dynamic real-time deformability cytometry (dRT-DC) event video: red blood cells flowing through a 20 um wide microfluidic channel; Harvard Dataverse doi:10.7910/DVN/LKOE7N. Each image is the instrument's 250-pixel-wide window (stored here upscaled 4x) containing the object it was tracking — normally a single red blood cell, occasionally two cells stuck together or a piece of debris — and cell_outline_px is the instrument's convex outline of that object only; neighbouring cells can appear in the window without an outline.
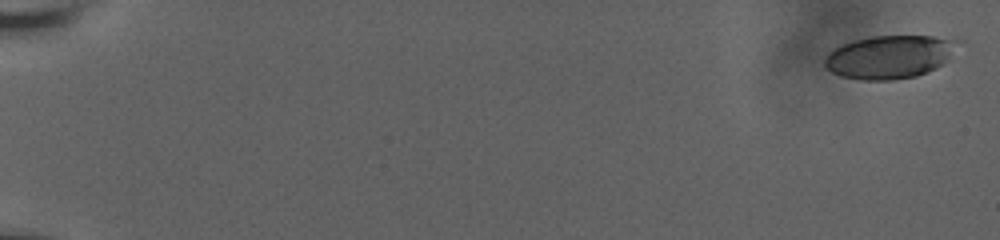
{"species": "human", "species_latin": "Homo sapiens", "temperature_condition": "room temperature", "stored_images_in_passage": 31, "camera_frame_rate_fps": 3000, "um_per_image_px": 0.085, "donor": {"sex": "male"}, "frame": {"image": 1, "passage_image": 1, "time_ms": 0.0, "image_size_px": [1000, 240], "cell_outline_px": [[964, 40], [948, 60], [944, 64], [928, 72], [916, 76], [892, 80], [860, 80], [840, 76], [832, 72], [824, 64], [824, 60], [828, 52], [840, 44], [852, 40], [872, 36], [932, 36]], "centroid_in_image_um": [75.66, 4.82], "position_along_channel_um": 9.3, "area_um2": 34.04}}
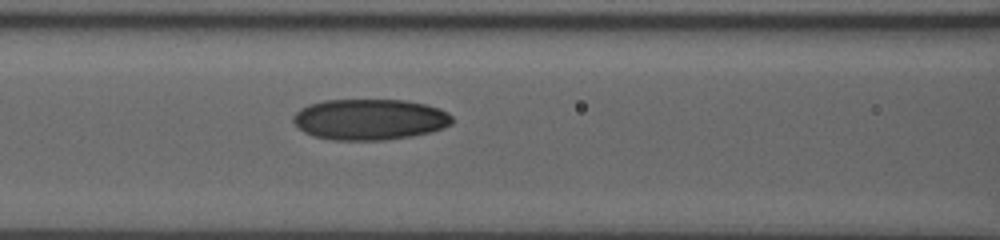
{"frame": {"image": 2, "passage_image": 19, "time_ms": 9.333, "image_size_px": [1000, 240], "cell_outline_px": [[452, 124], [432, 132], [412, 136], [384, 140], [332, 140], [312, 136], [304, 132], [292, 120], [292, 116], [300, 108], [308, 104], [324, 100], [404, 100], [424, 104], [440, 108], [448, 112], [452, 116]], "centroid_in_image_um": [31.42, 10.15], "position_along_channel_um": 135.2, "area_um2": 38.15}}
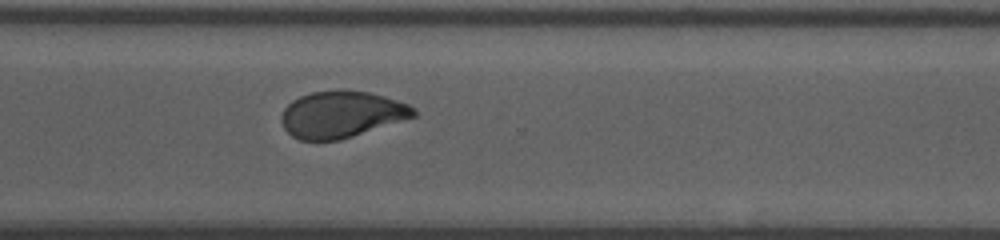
{"frame": {"image": 3, "passage_image": 31, "time_ms": 15.0, "image_size_px": [1000, 240], "cell_outline_px": [[416, 116], [340, 140], [300, 140], [292, 136], [284, 128], [280, 120], [280, 116], [284, 108], [292, 100], [300, 96], [312, 92], [340, 88], [368, 92], [384, 96], [408, 104], [416, 112]], "centroid_in_image_um": [28.98, 9.7], "position_along_channel_um": 341.6, "area_um2": 36.01}}